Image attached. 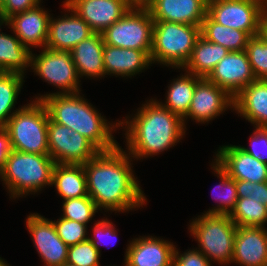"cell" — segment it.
Segmentation results:
<instances>
[{"label":"cell","instance_id":"cell-1","mask_svg":"<svg viewBox=\"0 0 267 266\" xmlns=\"http://www.w3.org/2000/svg\"><path fill=\"white\" fill-rule=\"evenodd\" d=\"M132 159L119 145L114 150L99 152L83 164L88 195L99 211L124 214L147 205Z\"/></svg>","mask_w":267,"mask_h":266},{"label":"cell","instance_id":"cell-2","mask_svg":"<svg viewBox=\"0 0 267 266\" xmlns=\"http://www.w3.org/2000/svg\"><path fill=\"white\" fill-rule=\"evenodd\" d=\"M136 110L133 116L127 115L119 121L125 132L124 149L134 160L157 156L185 137L187 128L183 119L161 105L156 97L146 100Z\"/></svg>","mask_w":267,"mask_h":266},{"label":"cell","instance_id":"cell-3","mask_svg":"<svg viewBox=\"0 0 267 266\" xmlns=\"http://www.w3.org/2000/svg\"><path fill=\"white\" fill-rule=\"evenodd\" d=\"M88 101L80 92L51 94L42 100L54 122L80 133L100 152L116 149L120 144L113 134L120 130L119 119L110 122Z\"/></svg>","mask_w":267,"mask_h":266},{"label":"cell","instance_id":"cell-4","mask_svg":"<svg viewBox=\"0 0 267 266\" xmlns=\"http://www.w3.org/2000/svg\"><path fill=\"white\" fill-rule=\"evenodd\" d=\"M55 161L49 155L11 150L0 180L12 200L39 194L52 187V172ZM24 196V197H23Z\"/></svg>","mask_w":267,"mask_h":266},{"label":"cell","instance_id":"cell-5","mask_svg":"<svg viewBox=\"0 0 267 266\" xmlns=\"http://www.w3.org/2000/svg\"><path fill=\"white\" fill-rule=\"evenodd\" d=\"M200 36V26L170 21H154L150 53L151 63H158L164 67L170 66L171 69H183Z\"/></svg>","mask_w":267,"mask_h":266},{"label":"cell","instance_id":"cell-6","mask_svg":"<svg viewBox=\"0 0 267 266\" xmlns=\"http://www.w3.org/2000/svg\"><path fill=\"white\" fill-rule=\"evenodd\" d=\"M7 121L11 148L18 152L49 155V113L42 101L29 100Z\"/></svg>","mask_w":267,"mask_h":266},{"label":"cell","instance_id":"cell-7","mask_svg":"<svg viewBox=\"0 0 267 266\" xmlns=\"http://www.w3.org/2000/svg\"><path fill=\"white\" fill-rule=\"evenodd\" d=\"M190 235L198 249L210 262L219 265L232 263L237 225L229 215H198L188 224Z\"/></svg>","mask_w":267,"mask_h":266},{"label":"cell","instance_id":"cell-8","mask_svg":"<svg viewBox=\"0 0 267 266\" xmlns=\"http://www.w3.org/2000/svg\"><path fill=\"white\" fill-rule=\"evenodd\" d=\"M40 54L31 52L30 70L34 75L59 91L35 95L33 100L42 101L51 94H75L81 92L78 76L71 52L42 48Z\"/></svg>","mask_w":267,"mask_h":266},{"label":"cell","instance_id":"cell-9","mask_svg":"<svg viewBox=\"0 0 267 266\" xmlns=\"http://www.w3.org/2000/svg\"><path fill=\"white\" fill-rule=\"evenodd\" d=\"M153 25L154 20L147 8H130L101 34L107 45L151 51Z\"/></svg>","mask_w":267,"mask_h":266},{"label":"cell","instance_id":"cell-10","mask_svg":"<svg viewBox=\"0 0 267 266\" xmlns=\"http://www.w3.org/2000/svg\"><path fill=\"white\" fill-rule=\"evenodd\" d=\"M265 0H208L207 14L217 23L247 32L262 33Z\"/></svg>","mask_w":267,"mask_h":266},{"label":"cell","instance_id":"cell-11","mask_svg":"<svg viewBox=\"0 0 267 266\" xmlns=\"http://www.w3.org/2000/svg\"><path fill=\"white\" fill-rule=\"evenodd\" d=\"M49 156L56 164L83 165L100 151L83 135L69 127L54 122L48 123Z\"/></svg>","mask_w":267,"mask_h":266},{"label":"cell","instance_id":"cell-12","mask_svg":"<svg viewBox=\"0 0 267 266\" xmlns=\"http://www.w3.org/2000/svg\"><path fill=\"white\" fill-rule=\"evenodd\" d=\"M228 109L231 112L234 109L233 97L207 78H201L196 83L188 113L182 118L184 126L187 127L188 119L198 124H208Z\"/></svg>","mask_w":267,"mask_h":266},{"label":"cell","instance_id":"cell-13","mask_svg":"<svg viewBox=\"0 0 267 266\" xmlns=\"http://www.w3.org/2000/svg\"><path fill=\"white\" fill-rule=\"evenodd\" d=\"M25 224L44 266H62L67 262L68 247L58 236L52 220L30 213Z\"/></svg>","mask_w":267,"mask_h":266},{"label":"cell","instance_id":"cell-14","mask_svg":"<svg viewBox=\"0 0 267 266\" xmlns=\"http://www.w3.org/2000/svg\"><path fill=\"white\" fill-rule=\"evenodd\" d=\"M214 161L235 180L267 182V164L251 156L241 145H222L215 152Z\"/></svg>","mask_w":267,"mask_h":266},{"label":"cell","instance_id":"cell-15","mask_svg":"<svg viewBox=\"0 0 267 266\" xmlns=\"http://www.w3.org/2000/svg\"><path fill=\"white\" fill-rule=\"evenodd\" d=\"M207 79L233 98L256 80L245 50L229 52L218 62Z\"/></svg>","mask_w":267,"mask_h":266},{"label":"cell","instance_id":"cell-16","mask_svg":"<svg viewBox=\"0 0 267 266\" xmlns=\"http://www.w3.org/2000/svg\"><path fill=\"white\" fill-rule=\"evenodd\" d=\"M63 13V16L59 15L57 18L51 14L45 48L71 51L79 42L94 33L74 9L65 8Z\"/></svg>","mask_w":267,"mask_h":266},{"label":"cell","instance_id":"cell-17","mask_svg":"<svg viewBox=\"0 0 267 266\" xmlns=\"http://www.w3.org/2000/svg\"><path fill=\"white\" fill-rule=\"evenodd\" d=\"M125 266H172L175 245L150 235L138 236L126 245Z\"/></svg>","mask_w":267,"mask_h":266},{"label":"cell","instance_id":"cell-18","mask_svg":"<svg viewBox=\"0 0 267 266\" xmlns=\"http://www.w3.org/2000/svg\"><path fill=\"white\" fill-rule=\"evenodd\" d=\"M63 8H72L94 33H102L131 7L125 0H65Z\"/></svg>","mask_w":267,"mask_h":266},{"label":"cell","instance_id":"cell-19","mask_svg":"<svg viewBox=\"0 0 267 266\" xmlns=\"http://www.w3.org/2000/svg\"><path fill=\"white\" fill-rule=\"evenodd\" d=\"M42 4L17 13L8 19V28L19 38L20 42L32 48H45L48 39L49 19L51 14Z\"/></svg>","mask_w":267,"mask_h":266},{"label":"cell","instance_id":"cell-20","mask_svg":"<svg viewBox=\"0 0 267 266\" xmlns=\"http://www.w3.org/2000/svg\"><path fill=\"white\" fill-rule=\"evenodd\" d=\"M208 0H152L147 7L154 21L202 25Z\"/></svg>","mask_w":267,"mask_h":266},{"label":"cell","instance_id":"cell-21","mask_svg":"<svg viewBox=\"0 0 267 266\" xmlns=\"http://www.w3.org/2000/svg\"><path fill=\"white\" fill-rule=\"evenodd\" d=\"M233 263L239 266H267V228L237 226Z\"/></svg>","mask_w":267,"mask_h":266},{"label":"cell","instance_id":"cell-22","mask_svg":"<svg viewBox=\"0 0 267 266\" xmlns=\"http://www.w3.org/2000/svg\"><path fill=\"white\" fill-rule=\"evenodd\" d=\"M151 51L120 48L104 44L103 64L105 76L132 78L152 66Z\"/></svg>","mask_w":267,"mask_h":266},{"label":"cell","instance_id":"cell-23","mask_svg":"<svg viewBox=\"0 0 267 266\" xmlns=\"http://www.w3.org/2000/svg\"><path fill=\"white\" fill-rule=\"evenodd\" d=\"M234 109L254 127H267V80L256 79L234 98Z\"/></svg>","mask_w":267,"mask_h":266},{"label":"cell","instance_id":"cell-24","mask_svg":"<svg viewBox=\"0 0 267 266\" xmlns=\"http://www.w3.org/2000/svg\"><path fill=\"white\" fill-rule=\"evenodd\" d=\"M104 40L101 33H93L79 42L70 52L79 78H105L103 64Z\"/></svg>","mask_w":267,"mask_h":266},{"label":"cell","instance_id":"cell-25","mask_svg":"<svg viewBox=\"0 0 267 266\" xmlns=\"http://www.w3.org/2000/svg\"><path fill=\"white\" fill-rule=\"evenodd\" d=\"M51 186L56 188L62 201L89 196L83 165L55 164Z\"/></svg>","mask_w":267,"mask_h":266},{"label":"cell","instance_id":"cell-26","mask_svg":"<svg viewBox=\"0 0 267 266\" xmlns=\"http://www.w3.org/2000/svg\"><path fill=\"white\" fill-rule=\"evenodd\" d=\"M229 52L222 45L211 43L200 36L189 61L181 70L201 78H207L218 62Z\"/></svg>","mask_w":267,"mask_h":266},{"label":"cell","instance_id":"cell-27","mask_svg":"<svg viewBox=\"0 0 267 266\" xmlns=\"http://www.w3.org/2000/svg\"><path fill=\"white\" fill-rule=\"evenodd\" d=\"M31 50L16 35L0 33V71L24 76L31 62Z\"/></svg>","mask_w":267,"mask_h":266},{"label":"cell","instance_id":"cell-28","mask_svg":"<svg viewBox=\"0 0 267 266\" xmlns=\"http://www.w3.org/2000/svg\"><path fill=\"white\" fill-rule=\"evenodd\" d=\"M180 74V76L172 79L170 84H168L167 93H165L166 97L164 98L166 100L158 102L172 113L183 118L188 113L196 83L201 77L186 71L184 74L182 72Z\"/></svg>","mask_w":267,"mask_h":266},{"label":"cell","instance_id":"cell-29","mask_svg":"<svg viewBox=\"0 0 267 266\" xmlns=\"http://www.w3.org/2000/svg\"><path fill=\"white\" fill-rule=\"evenodd\" d=\"M201 36L211 43L222 45L230 52L244 51L251 37L247 32L215 22L208 14L202 21Z\"/></svg>","mask_w":267,"mask_h":266},{"label":"cell","instance_id":"cell-30","mask_svg":"<svg viewBox=\"0 0 267 266\" xmlns=\"http://www.w3.org/2000/svg\"><path fill=\"white\" fill-rule=\"evenodd\" d=\"M212 172L220 179L219 184L213 188L212 197L217 202L213 208H209L202 214L230 215L238 200L236 180L231 178L213 159L210 164ZM216 192V191H218ZM221 190V191H220ZM217 194V195H215Z\"/></svg>","mask_w":267,"mask_h":266},{"label":"cell","instance_id":"cell-31","mask_svg":"<svg viewBox=\"0 0 267 266\" xmlns=\"http://www.w3.org/2000/svg\"><path fill=\"white\" fill-rule=\"evenodd\" d=\"M26 76L19 73H0V128H3L7 121L20 110L15 107L18 96L23 89L24 78ZM14 108H16L14 110Z\"/></svg>","mask_w":267,"mask_h":266},{"label":"cell","instance_id":"cell-32","mask_svg":"<svg viewBox=\"0 0 267 266\" xmlns=\"http://www.w3.org/2000/svg\"><path fill=\"white\" fill-rule=\"evenodd\" d=\"M229 216L238 227L266 228L267 225V207L251 198H238Z\"/></svg>","mask_w":267,"mask_h":266},{"label":"cell","instance_id":"cell-33","mask_svg":"<svg viewBox=\"0 0 267 266\" xmlns=\"http://www.w3.org/2000/svg\"><path fill=\"white\" fill-rule=\"evenodd\" d=\"M245 51L255 78L267 80V37L263 33L251 36Z\"/></svg>","mask_w":267,"mask_h":266},{"label":"cell","instance_id":"cell-34","mask_svg":"<svg viewBox=\"0 0 267 266\" xmlns=\"http://www.w3.org/2000/svg\"><path fill=\"white\" fill-rule=\"evenodd\" d=\"M61 217L77 221L81 224L91 222L92 218L99 211L95 202L89 197L72 198L62 201Z\"/></svg>","mask_w":267,"mask_h":266},{"label":"cell","instance_id":"cell-35","mask_svg":"<svg viewBox=\"0 0 267 266\" xmlns=\"http://www.w3.org/2000/svg\"><path fill=\"white\" fill-rule=\"evenodd\" d=\"M58 236L67 245H76L82 241L88 239V225L81 224L77 221L65 219L60 217L59 219L52 221Z\"/></svg>","mask_w":267,"mask_h":266},{"label":"cell","instance_id":"cell-36","mask_svg":"<svg viewBox=\"0 0 267 266\" xmlns=\"http://www.w3.org/2000/svg\"><path fill=\"white\" fill-rule=\"evenodd\" d=\"M100 257L89 239L68 247L67 262L77 266H101Z\"/></svg>","mask_w":267,"mask_h":266},{"label":"cell","instance_id":"cell-37","mask_svg":"<svg viewBox=\"0 0 267 266\" xmlns=\"http://www.w3.org/2000/svg\"><path fill=\"white\" fill-rule=\"evenodd\" d=\"M115 224L112 223L111 220H108V217H103L101 220H97L94 222V226L91 229L92 231V235L90 237H88V239L91 241L92 245L97 249V251L100 253L101 255V247L102 246H106L110 244V240H117L118 238V229L115 228ZM111 245H114V241L113 243H111Z\"/></svg>","mask_w":267,"mask_h":266},{"label":"cell","instance_id":"cell-38","mask_svg":"<svg viewBox=\"0 0 267 266\" xmlns=\"http://www.w3.org/2000/svg\"><path fill=\"white\" fill-rule=\"evenodd\" d=\"M249 136L250 146H241V148L251 156L267 164V127H254Z\"/></svg>","mask_w":267,"mask_h":266},{"label":"cell","instance_id":"cell-39","mask_svg":"<svg viewBox=\"0 0 267 266\" xmlns=\"http://www.w3.org/2000/svg\"><path fill=\"white\" fill-rule=\"evenodd\" d=\"M236 189L238 198H251L267 207V182L236 180Z\"/></svg>","mask_w":267,"mask_h":266},{"label":"cell","instance_id":"cell-40","mask_svg":"<svg viewBox=\"0 0 267 266\" xmlns=\"http://www.w3.org/2000/svg\"><path fill=\"white\" fill-rule=\"evenodd\" d=\"M176 247L175 245L172 266H214L198 249H187L180 253Z\"/></svg>","mask_w":267,"mask_h":266},{"label":"cell","instance_id":"cell-41","mask_svg":"<svg viewBox=\"0 0 267 266\" xmlns=\"http://www.w3.org/2000/svg\"><path fill=\"white\" fill-rule=\"evenodd\" d=\"M39 4V0H3L0 4V10L9 19L13 15L32 9Z\"/></svg>","mask_w":267,"mask_h":266},{"label":"cell","instance_id":"cell-42","mask_svg":"<svg viewBox=\"0 0 267 266\" xmlns=\"http://www.w3.org/2000/svg\"><path fill=\"white\" fill-rule=\"evenodd\" d=\"M11 144L8 133L0 128V174L5 168L8 154L11 152Z\"/></svg>","mask_w":267,"mask_h":266},{"label":"cell","instance_id":"cell-43","mask_svg":"<svg viewBox=\"0 0 267 266\" xmlns=\"http://www.w3.org/2000/svg\"><path fill=\"white\" fill-rule=\"evenodd\" d=\"M152 0H125L131 8H147Z\"/></svg>","mask_w":267,"mask_h":266},{"label":"cell","instance_id":"cell-44","mask_svg":"<svg viewBox=\"0 0 267 266\" xmlns=\"http://www.w3.org/2000/svg\"><path fill=\"white\" fill-rule=\"evenodd\" d=\"M262 33L267 37V0L263 7Z\"/></svg>","mask_w":267,"mask_h":266},{"label":"cell","instance_id":"cell-45","mask_svg":"<svg viewBox=\"0 0 267 266\" xmlns=\"http://www.w3.org/2000/svg\"><path fill=\"white\" fill-rule=\"evenodd\" d=\"M1 26H7L8 27V18L7 16L0 10V33H1Z\"/></svg>","mask_w":267,"mask_h":266},{"label":"cell","instance_id":"cell-46","mask_svg":"<svg viewBox=\"0 0 267 266\" xmlns=\"http://www.w3.org/2000/svg\"><path fill=\"white\" fill-rule=\"evenodd\" d=\"M0 266H11V265L8 264L7 261H5V259H3L2 257H0Z\"/></svg>","mask_w":267,"mask_h":266},{"label":"cell","instance_id":"cell-47","mask_svg":"<svg viewBox=\"0 0 267 266\" xmlns=\"http://www.w3.org/2000/svg\"><path fill=\"white\" fill-rule=\"evenodd\" d=\"M62 266H77V265L72 264V263H69V262H66V263H64Z\"/></svg>","mask_w":267,"mask_h":266}]
</instances>
